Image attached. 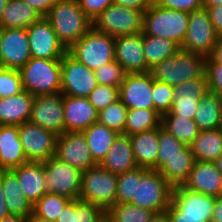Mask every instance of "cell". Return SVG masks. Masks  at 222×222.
<instances>
[{"label":"cell","mask_w":222,"mask_h":222,"mask_svg":"<svg viewBox=\"0 0 222 222\" xmlns=\"http://www.w3.org/2000/svg\"><path fill=\"white\" fill-rule=\"evenodd\" d=\"M45 18L66 50L93 27V21L83 12L78 0H57Z\"/></svg>","instance_id":"obj_1"},{"label":"cell","mask_w":222,"mask_h":222,"mask_svg":"<svg viewBox=\"0 0 222 222\" xmlns=\"http://www.w3.org/2000/svg\"><path fill=\"white\" fill-rule=\"evenodd\" d=\"M172 189L157 170L137 167L135 196L130 203L155 213L165 212L171 201Z\"/></svg>","instance_id":"obj_2"},{"label":"cell","mask_w":222,"mask_h":222,"mask_svg":"<svg viewBox=\"0 0 222 222\" xmlns=\"http://www.w3.org/2000/svg\"><path fill=\"white\" fill-rule=\"evenodd\" d=\"M206 57L180 50L176 55L165 59L150 69L152 78L171 86L205 75Z\"/></svg>","instance_id":"obj_3"},{"label":"cell","mask_w":222,"mask_h":222,"mask_svg":"<svg viewBox=\"0 0 222 222\" xmlns=\"http://www.w3.org/2000/svg\"><path fill=\"white\" fill-rule=\"evenodd\" d=\"M19 71L23 89L31 95L61 93V59L31 57Z\"/></svg>","instance_id":"obj_4"},{"label":"cell","mask_w":222,"mask_h":222,"mask_svg":"<svg viewBox=\"0 0 222 222\" xmlns=\"http://www.w3.org/2000/svg\"><path fill=\"white\" fill-rule=\"evenodd\" d=\"M189 24V13L165 9L153 3L143 14L145 35L169 39L182 46Z\"/></svg>","instance_id":"obj_5"},{"label":"cell","mask_w":222,"mask_h":222,"mask_svg":"<svg viewBox=\"0 0 222 222\" xmlns=\"http://www.w3.org/2000/svg\"><path fill=\"white\" fill-rule=\"evenodd\" d=\"M115 37L92 27L67 52L91 70L115 60Z\"/></svg>","instance_id":"obj_6"},{"label":"cell","mask_w":222,"mask_h":222,"mask_svg":"<svg viewBox=\"0 0 222 222\" xmlns=\"http://www.w3.org/2000/svg\"><path fill=\"white\" fill-rule=\"evenodd\" d=\"M117 175L99 164L82 173L79 199L107 211L116 204Z\"/></svg>","instance_id":"obj_7"},{"label":"cell","mask_w":222,"mask_h":222,"mask_svg":"<svg viewBox=\"0 0 222 222\" xmlns=\"http://www.w3.org/2000/svg\"><path fill=\"white\" fill-rule=\"evenodd\" d=\"M144 12L111 4L93 20V27L113 37L142 33Z\"/></svg>","instance_id":"obj_8"},{"label":"cell","mask_w":222,"mask_h":222,"mask_svg":"<svg viewBox=\"0 0 222 222\" xmlns=\"http://www.w3.org/2000/svg\"><path fill=\"white\" fill-rule=\"evenodd\" d=\"M47 193L64 196L70 200L79 199L82 171L65 163L55 155L43 162Z\"/></svg>","instance_id":"obj_9"},{"label":"cell","mask_w":222,"mask_h":222,"mask_svg":"<svg viewBox=\"0 0 222 222\" xmlns=\"http://www.w3.org/2000/svg\"><path fill=\"white\" fill-rule=\"evenodd\" d=\"M218 38L207 9L200 8L189 13V24L181 49L208 57Z\"/></svg>","instance_id":"obj_10"},{"label":"cell","mask_w":222,"mask_h":222,"mask_svg":"<svg viewBox=\"0 0 222 222\" xmlns=\"http://www.w3.org/2000/svg\"><path fill=\"white\" fill-rule=\"evenodd\" d=\"M98 85L94 70L78 62L68 52L61 59V93L87 98Z\"/></svg>","instance_id":"obj_11"},{"label":"cell","mask_w":222,"mask_h":222,"mask_svg":"<svg viewBox=\"0 0 222 222\" xmlns=\"http://www.w3.org/2000/svg\"><path fill=\"white\" fill-rule=\"evenodd\" d=\"M57 136L30 121L19 125V138L27 161L44 162L54 156Z\"/></svg>","instance_id":"obj_12"},{"label":"cell","mask_w":222,"mask_h":222,"mask_svg":"<svg viewBox=\"0 0 222 222\" xmlns=\"http://www.w3.org/2000/svg\"><path fill=\"white\" fill-rule=\"evenodd\" d=\"M30 122L61 135L65 132L63 94L34 96Z\"/></svg>","instance_id":"obj_13"},{"label":"cell","mask_w":222,"mask_h":222,"mask_svg":"<svg viewBox=\"0 0 222 222\" xmlns=\"http://www.w3.org/2000/svg\"><path fill=\"white\" fill-rule=\"evenodd\" d=\"M31 57L42 59H62L67 53L59 42L52 25L41 17L27 28Z\"/></svg>","instance_id":"obj_14"},{"label":"cell","mask_w":222,"mask_h":222,"mask_svg":"<svg viewBox=\"0 0 222 222\" xmlns=\"http://www.w3.org/2000/svg\"><path fill=\"white\" fill-rule=\"evenodd\" d=\"M55 156L82 172L97 166L82 132H64L57 136Z\"/></svg>","instance_id":"obj_15"},{"label":"cell","mask_w":222,"mask_h":222,"mask_svg":"<svg viewBox=\"0 0 222 222\" xmlns=\"http://www.w3.org/2000/svg\"><path fill=\"white\" fill-rule=\"evenodd\" d=\"M152 76L146 73H128L119 88V99L128 109H154Z\"/></svg>","instance_id":"obj_16"},{"label":"cell","mask_w":222,"mask_h":222,"mask_svg":"<svg viewBox=\"0 0 222 222\" xmlns=\"http://www.w3.org/2000/svg\"><path fill=\"white\" fill-rule=\"evenodd\" d=\"M115 60L128 73L150 72L143 52V32L115 37Z\"/></svg>","instance_id":"obj_17"},{"label":"cell","mask_w":222,"mask_h":222,"mask_svg":"<svg viewBox=\"0 0 222 222\" xmlns=\"http://www.w3.org/2000/svg\"><path fill=\"white\" fill-rule=\"evenodd\" d=\"M3 68L20 70L31 58L27 29H3Z\"/></svg>","instance_id":"obj_18"},{"label":"cell","mask_w":222,"mask_h":222,"mask_svg":"<svg viewBox=\"0 0 222 222\" xmlns=\"http://www.w3.org/2000/svg\"><path fill=\"white\" fill-rule=\"evenodd\" d=\"M65 132H82L98 122L99 111L88 98L63 95Z\"/></svg>","instance_id":"obj_19"},{"label":"cell","mask_w":222,"mask_h":222,"mask_svg":"<svg viewBox=\"0 0 222 222\" xmlns=\"http://www.w3.org/2000/svg\"><path fill=\"white\" fill-rule=\"evenodd\" d=\"M183 187L217 198L222 195V174L213 162L196 161Z\"/></svg>","instance_id":"obj_20"},{"label":"cell","mask_w":222,"mask_h":222,"mask_svg":"<svg viewBox=\"0 0 222 222\" xmlns=\"http://www.w3.org/2000/svg\"><path fill=\"white\" fill-rule=\"evenodd\" d=\"M215 201V197L178 186L172 189L171 201L166 211L194 215H213Z\"/></svg>","instance_id":"obj_21"},{"label":"cell","mask_w":222,"mask_h":222,"mask_svg":"<svg viewBox=\"0 0 222 222\" xmlns=\"http://www.w3.org/2000/svg\"><path fill=\"white\" fill-rule=\"evenodd\" d=\"M26 162L19 126L0 125V170H10Z\"/></svg>","instance_id":"obj_22"},{"label":"cell","mask_w":222,"mask_h":222,"mask_svg":"<svg viewBox=\"0 0 222 222\" xmlns=\"http://www.w3.org/2000/svg\"><path fill=\"white\" fill-rule=\"evenodd\" d=\"M99 165L116 175L136 169L130 136L119 134Z\"/></svg>","instance_id":"obj_23"},{"label":"cell","mask_w":222,"mask_h":222,"mask_svg":"<svg viewBox=\"0 0 222 222\" xmlns=\"http://www.w3.org/2000/svg\"><path fill=\"white\" fill-rule=\"evenodd\" d=\"M11 170L16 174L21 190L32 205L47 193L43 162L28 161Z\"/></svg>","instance_id":"obj_24"},{"label":"cell","mask_w":222,"mask_h":222,"mask_svg":"<svg viewBox=\"0 0 222 222\" xmlns=\"http://www.w3.org/2000/svg\"><path fill=\"white\" fill-rule=\"evenodd\" d=\"M34 96L25 90L17 95L0 97V125L19 126L30 121Z\"/></svg>","instance_id":"obj_25"},{"label":"cell","mask_w":222,"mask_h":222,"mask_svg":"<svg viewBox=\"0 0 222 222\" xmlns=\"http://www.w3.org/2000/svg\"><path fill=\"white\" fill-rule=\"evenodd\" d=\"M5 202L11 215L29 218L33 214V205L26 198L16 174L10 170H0Z\"/></svg>","instance_id":"obj_26"},{"label":"cell","mask_w":222,"mask_h":222,"mask_svg":"<svg viewBox=\"0 0 222 222\" xmlns=\"http://www.w3.org/2000/svg\"><path fill=\"white\" fill-rule=\"evenodd\" d=\"M130 140L137 166L156 170L158 128L131 135Z\"/></svg>","instance_id":"obj_27"},{"label":"cell","mask_w":222,"mask_h":222,"mask_svg":"<svg viewBox=\"0 0 222 222\" xmlns=\"http://www.w3.org/2000/svg\"><path fill=\"white\" fill-rule=\"evenodd\" d=\"M195 162L191 147L186 146L179 151V155L166 159L165 163L157 171L173 188L183 186L189 178Z\"/></svg>","instance_id":"obj_28"},{"label":"cell","mask_w":222,"mask_h":222,"mask_svg":"<svg viewBox=\"0 0 222 222\" xmlns=\"http://www.w3.org/2000/svg\"><path fill=\"white\" fill-rule=\"evenodd\" d=\"M40 18V14L23 0H9L2 12L0 26L27 29Z\"/></svg>","instance_id":"obj_29"},{"label":"cell","mask_w":222,"mask_h":222,"mask_svg":"<svg viewBox=\"0 0 222 222\" xmlns=\"http://www.w3.org/2000/svg\"><path fill=\"white\" fill-rule=\"evenodd\" d=\"M88 144L91 156L97 164L105 158L111 145L119 135L118 132L109 129L99 122H95L82 131Z\"/></svg>","instance_id":"obj_30"},{"label":"cell","mask_w":222,"mask_h":222,"mask_svg":"<svg viewBox=\"0 0 222 222\" xmlns=\"http://www.w3.org/2000/svg\"><path fill=\"white\" fill-rule=\"evenodd\" d=\"M195 161L214 162L222 155V132L202 130L190 145Z\"/></svg>","instance_id":"obj_31"},{"label":"cell","mask_w":222,"mask_h":222,"mask_svg":"<svg viewBox=\"0 0 222 222\" xmlns=\"http://www.w3.org/2000/svg\"><path fill=\"white\" fill-rule=\"evenodd\" d=\"M106 211L80 199L70 200L56 222H105Z\"/></svg>","instance_id":"obj_32"},{"label":"cell","mask_w":222,"mask_h":222,"mask_svg":"<svg viewBox=\"0 0 222 222\" xmlns=\"http://www.w3.org/2000/svg\"><path fill=\"white\" fill-rule=\"evenodd\" d=\"M222 109V96L207 92L199 101V107L194 115L200 131L218 129Z\"/></svg>","instance_id":"obj_33"},{"label":"cell","mask_w":222,"mask_h":222,"mask_svg":"<svg viewBox=\"0 0 222 222\" xmlns=\"http://www.w3.org/2000/svg\"><path fill=\"white\" fill-rule=\"evenodd\" d=\"M180 50L181 47L169 39L145 35L143 33V52L149 69L165 59L176 55Z\"/></svg>","instance_id":"obj_34"},{"label":"cell","mask_w":222,"mask_h":222,"mask_svg":"<svg viewBox=\"0 0 222 222\" xmlns=\"http://www.w3.org/2000/svg\"><path fill=\"white\" fill-rule=\"evenodd\" d=\"M161 125L186 146L193 143L200 131L194 119L177 116L173 113L163 114Z\"/></svg>","instance_id":"obj_35"},{"label":"cell","mask_w":222,"mask_h":222,"mask_svg":"<svg viewBox=\"0 0 222 222\" xmlns=\"http://www.w3.org/2000/svg\"><path fill=\"white\" fill-rule=\"evenodd\" d=\"M162 116L154 109H128L124 134L131 136L161 126Z\"/></svg>","instance_id":"obj_36"},{"label":"cell","mask_w":222,"mask_h":222,"mask_svg":"<svg viewBox=\"0 0 222 222\" xmlns=\"http://www.w3.org/2000/svg\"><path fill=\"white\" fill-rule=\"evenodd\" d=\"M155 212L131 203H116L106 211L108 222H150Z\"/></svg>","instance_id":"obj_37"},{"label":"cell","mask_w":222,"mask_h":222,"mask_svg":"<svg viewBox=\"0 0 222 222\" xmlns=\"http://www.w3.org/2000/svg\"><path fill=\"white\" fill-rule=\"evenodd\" d=\"M69 201L70 199L64 196L46 193L33 205L32 215L43 220L56 222Z\"/></svg>","instance_id":"obj_38"},{"label":"cell","mask_w":222,"mask_h":222,"mask_svg":"<svg viewBox=\"0 0 222 222\" xmlns=\"http://www.w3.org/2000/svg\"><path fill=\"white\" fill-rule=\"evenodd\" d=\"M128 108L120 99L99 111L98 122L119 134H124Z\"/></svg>","instance_id":"obj_39"},{"label":"cell","mask_w":222,"mask_h":222,"mask_svg":"<svg viewBox=\"0 0 222 222\" xmlns=\"http://www.w3.org/2000/svg\"><path fill=\"white\" fill-rule=\"evenodd\" d=\"M158 156L156 161V170H158L166 161L179 155V151L183 150L186 145L171 135L166 129L158 127Z\"/></svg>","instance_id":"obj_40"},{"label":"cell","mask_w":222,"mask_h":222,"mask_svg":"<svg viewBox=\"0 0 222 222\" xmlns=\"http://www.w3.org/2000/svg\"><path fill=\"white\" fill-rule=\"evenodd\" d=\"M94 72L98 84L117 88H120V85L124 81V78L127 74L123 67L116 60L107 64H103Z\"/></svg>","instance_id":"obj_41"},{"label":"cell","mask_w":222,"mask_h":222,"mask_svg":"<svg viewBox=\"0 0 222 222\" xmlns=\"http://www.w3.org/2000/svg\"><path fill=\"white\" fill-rule=\"evenodd\" d=\"M173 86L158 82L152 78V99L154 102V110L161 116L171 110L174 99Z\"/></svg>","instance_id":"obj_42"},{"label":"cell","mask_w":222,"mask_h":222,"mask_svg":"<svg viewBox=\"0 0 222 222\" xmlns=\"http://www.w3.org/2000/svg\"><path fill=\"white\" fill-rule=\"evenodd\" d=\"M19 70L0 68V97H9L23 92Z\"/></svg>","instance_id":"obj_43"},{"label":"cell","mask_w":222,"mask_h":222,"mask_svg":"<svg viewBox=\"0 0 222 222\" xmlns=\"http://www.w3.org/2000/svg\"><path fill=\"white\" fill-rule=\"evenodd\" d=\"M87 98L100 111L119 99V88L98 84Z\"/></svg>","instance_id":"obj_44"},{"label":"cell","mask_w":222,"mask_h":222,"mask_svg":"<svg viewBox=\"0 0 222 222\" xmlns=\"http://www.w3.org/2000/svg\"><path fill=\"white\" fill-rule=\"evenodd\" d=\"M136 190V169L117 175L116 203H130Z\"/></svg>","instance_id":"obj_45"},{"label":"cell","mask_w":222,"mask_h":222,"mask_svg":"<svg viewBox=\"0 0 222 222\" xmlns=\"http://www.w3.org/2000/svg\"><path fill=\"white\" fill-rule=\"evenodd\" d=\"M199 101L200 99L193 95L178 94L177 97H174L171 110L168 113L194 119V115L199 107Z\"/></svg>","instance_id":"obj_46"},{"label":"cell","mask_w":222,"mask_h":222,"mask_svg":"<svg viewBox=\"0 0 222 222\" xmlns=\"http://www.w3.org/2000/svg\"><path fill=\"white\" fill-rule=\"evenodd\" d=\"M173 91L174 97H177L178 94H187L201 99L209 91L206 75L200 79L185 81L173 86Z\"/></svg>","instance_id":"obj_47"},{"label":"cell","mask_w":222,"mask_h":222,"mask_svg":"<svg viewBox=\"0 0 222 222\" xmlns=\"http://www.w3.org/2000/svg\"><path fill=\"white\" fill-rule=\"evenodd\" d=\"M205 75L209 91L222 96V64L214 63L206 57Z\"/></svg>","instance_id":"obj_48"},{"label":"cell","mask_w":222,"mask_h":222,"mask_svg":"<svg viewBox=\"0 0 222 222\" xmlns=\"http://www.w3.org/2000/svg\"><path fill=\"white\" fill-rule=\"evenodd\" d=\"M154 3L165 9L192 12L203 8L202 0H154Z\"/></svg>","instance_id":"obj_49"},{"label":"cell","mask_w":222,"mask_h":222,"mask_svg":"<svg viewBox=\"0 0 222 222\" xmlns=\"http://www.w3.org/2000/svg\"><path fill=\"white\" fill-rule=\"evenodd\" d=\"M79 6L83 12L93 21L102 13L114 0H78Z\"/></svg>","instance_id":"obj_50"},{"label":"cell","mask_w":222,"mask_h":222,"mask_svg":"<svg viewBox=\"0 0 222 222\" xmlns=\"http://www.w3.org/2000/svg\"><path fill=\"white\" fill-rule=\"evenodd\" d=\"M170 222H212V215L183 214V212H167Z\"/></svg>","instance_id":"obj_51"},{"label":"cell","mask_w":222,"mask_h":222,"mask_svg":"<svg viewBox=\"0 0 222 222\" xmlns=\"http://www.w3.org/2000/svg\"><path fill=\"white\" fill-rule=\"evenodd\" d=\"M203 8H206L209 13L215 33L219 38L222 37V4Z\"/></svg>","instance_id":"obj_52"},{"label":"cell","mask_w":222,"mask_h":222,"mask_svg":"<svg viewBox=\"0 0 222 222\" xmlns=\"http://www.w3.org/2000/svg\"><path fill=\"white\" fill-rule=\"evenodd\" d=\"M33 7L41 17H45L55 5L57 0H23Z\"/></svg>","instance_id":"obj_53"},{"label":"cell","mask_w":222,"mask_h":222,"mask_svg":"<svg viewBox=\"0 0 222 222\" xmlns=\"http://www.w3.org/2000/svg\"><path fill=\"white\" fill-rule=\"evenodd\" d=\"M154 0H114V4L124 6L126 8L146 11Z\"/></svg>","instance_id":"obj_54"},{"label":"cell","mask_w":222,"mask_h":222,"mask_svg":"<svg viewBox=\"0 0 222 222\" xmlns=\"http://www.w3.org/2000/svg\"><path fill=\"white\" fill-rule=\"evenodd\" d=\"M214 63L222 64V37L218 38L212 53L208 56Z\"/></svg>","instance_id":"obj_55"},{"label":"cell","mask_w":222,"mask_h":222,"mask_svg":"<svg viewBox=\"0 0 222 222\" xmlns=\"http://www.w3.org/2000/svg\"><path fill=\"white\" fill-rule=\"evenodd\" d=\"M212 222H222V195L216 198Z\"/></svg>","instance_id":"obj_56"},{"label":"cell","mask_w":222,"mask_h":222,"mask_svg":"<svg viewBox=\"0 0 222 222\" xmlns=\"http://www.w3.org/2000/svg\"><path fill=\"white\" fill-rule=\"evenodd\" d=\"M10 213L8 211L6 202H5V195H4V190L2 187V184L0 182V220L4 217L9 216Z\"/></svg>","instance_id":"obj_57"},{"label":"cell","mask_w":222,"mask_h":222,"mask_svg":"<svg viewBox=\"0 0 222 222\" xmlns=\"http://www.w3.org/2000/svg\"><path fill=\"white\" fill-rule=\"evenodd\" d=\"M150 222H170L167 211L161 213H155L150 219Z\"/></svg>","instance_id":"obj_58"},{"label":"cell","mask_w":222,"mask_h":222,"mask_svg":"<svg viewBox=\"0 0 222 222\" xmlns=\"http://www.w3.org/2000/svg\"><path fill=\"white\" fill-rule=\"evenodd\" d=\"M27 221H28V218H23V217L11 215V214L0 220V222H27Z\"/></svg>","instance_id":"obj_59"},{"label":"cell","mask_w":222,"mask_h":222,"mask_svg":"<svg viewBox=\"0 0 222 222\" xmlns=\"http://www.w3.org/2000/svg\"><path fill=\"white\" fill-rule=\"evenodd\" d=\"M222 4V0H202L203 7H213Z\"/></svg>","instance_id":"obj_60"},{"label":"cell","mask_w":222,"mask_h":222,"mask_svg":"<svg viewBox=\"0 0 222 222\" xmlns=\"http://www.w3.org/2000/svg\"><path fill=\"white\" fill-rule=\"evenodd\" d=\"M2 37H3V28L0 26V68H3V58H2V50H1Z\"/></svg>","instance_id":"obj_61"},{"label":"cell","mask_w":222,"mask_h":222,"mask_svg":"<svg viewBox=\"0 0 222 222\" xmlns=\"http://www.w3.org/2000/svg\"><path fill=\"white\" fill-rule=\"evenodd\" d=\"M215 167L220 171V173L222 174V155L216 159L214 162Z\"/></svg>","instance_id":"obj_62"},{"label":"cell","mask_w":222,"mask_h":222,"mask_svg":"<svg viewBox=\"0 0 222 222\" xmlns=\"http://www.w3.org/2000/svg\"><path fill=\"white\" fill-rule=\"evenodd\" d=\"M27 222H54V221L43 220V219H40V218H37V217L31 215V216L28 218V221H27Z\"/></svg>","instance_id":"obj_63"},{"label":"cell","mask_w":222,"mask_h":222,"mask_svg":"<svg viewBox=\"0 0 222 222\" xmlns=\"http://www.w3.org/2000/svg\"><path fill=\"white\" fill-rule=\"evenodd\" d=\"M9 0H0V18Z\"/></svg>","instance_id":"obj_64"},{"label":"cell","mask_w":222,"mask_h":222,"mask_svg":"<svg viewBox=\"0 0 222 222\" xmlns=\"http://www.w3.org/2000/svg\"><path fill=\"white\" fill-rule=\"evenodd\" d=\"M218 129L222 132V109H221V116H220V122H219Z\"/></svg>","instance_id":"obj_65"}]
</instances>
